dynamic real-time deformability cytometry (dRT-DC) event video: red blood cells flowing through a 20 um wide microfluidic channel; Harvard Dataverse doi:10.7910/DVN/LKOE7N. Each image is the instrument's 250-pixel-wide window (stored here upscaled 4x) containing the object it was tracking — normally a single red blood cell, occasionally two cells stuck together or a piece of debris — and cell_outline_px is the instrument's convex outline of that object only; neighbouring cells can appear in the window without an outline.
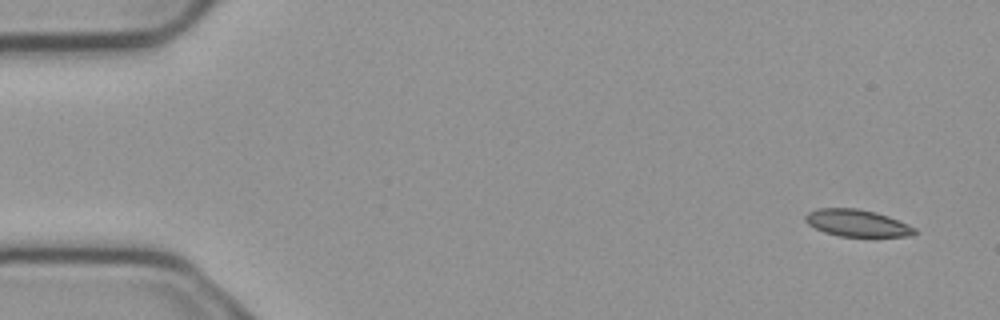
{"species": "common noctule bat (a hibernating species)", "species_latin": "Nyctalus noctula", "temperature_condition": "cold", "stored_images_in_passage": 6, "camera_frame_rate_fps": 3000, "um_per_image_px": 0.085, "animal": {"sex": "male", "body_mass_g": 23.1, "forearm_length_mm": 52.7}, "frame": {"image": 1, "passage_image": 1, "time_ms": 0.0, "image_size_px": [1000, 320], "cell_outline_px": [[916, 232], [912, 236], [840, 236], [824, 232], [808, 224], [804, 220], [804, 216], [808, 212], [816, 208], [856, 208], [876, 212], [888, 216], [908, 224], [916, 228]], "centroid_in_image_um": [72.83, 18.95], "position_along_channel_um": 12.2, "area_um2": 17.17}}
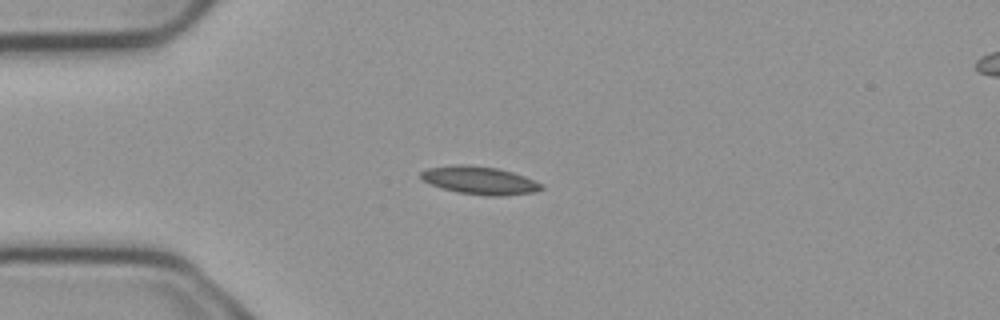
{"frame": {"image": 2, "passage_image": 4, "time_ms": 1.0, "image_size_px": [1000, 320], "cell_outline_px": [[544, 188], [536, 192], [500, 196], [488, 196], [456, 192], [440, 188], [424, 180], [420, 176], [420, 172], [428, 168], [456, 164], [464, 164], [496, 168], [512, 172], [524, 176], [544, 184]], "centroid_in_image_um": [40.79, 15.34], "position_along_channel_um": 44.2, "area_um2": 19.65}}
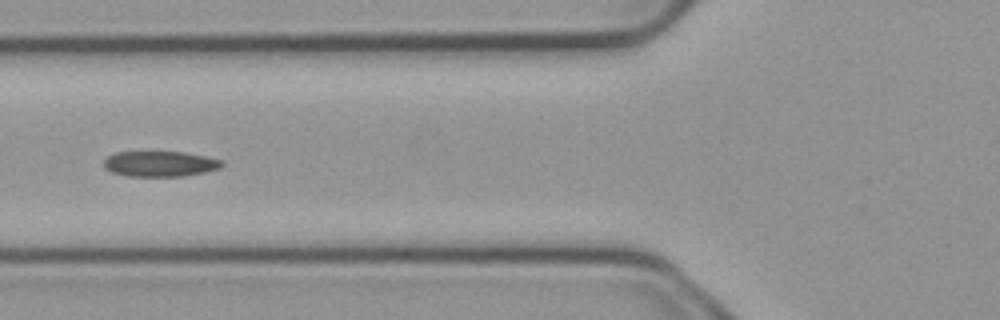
{"frame": {"image": 3, "passage_image": 6, "time_ms": 1.667, "image_size_px": [1000, 320], "cell_outline_px": [[224, 164], [220, 168], [204, 172], [184, 176], [128, 176], [112, 172], [104, 168], [104, 160], [108, 156], [116, 152], [184, 152], [224, 160]], "centroid_in_image_um": [13.61, 13.92], "position_along_channel_um": 112.2, "area_um2": 17.51}}